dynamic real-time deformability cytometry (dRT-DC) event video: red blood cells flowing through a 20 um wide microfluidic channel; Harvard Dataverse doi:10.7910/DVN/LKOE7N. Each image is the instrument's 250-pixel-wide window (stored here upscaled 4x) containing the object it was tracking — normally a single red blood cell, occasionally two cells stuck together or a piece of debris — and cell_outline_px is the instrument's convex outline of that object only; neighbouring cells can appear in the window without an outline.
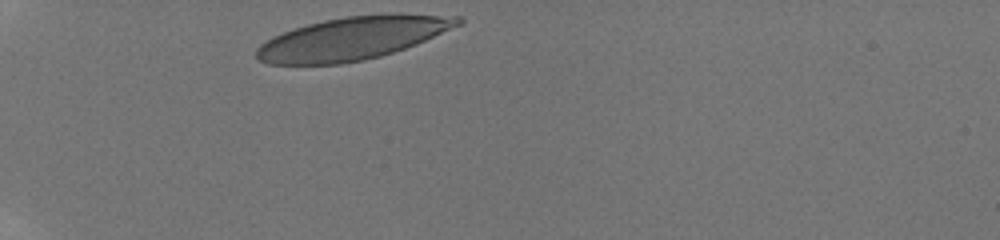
{"species": "human", "species_latin": "Homo sapiens", "temperature_condition": "room temperature", "stored_images_in_passage": 30, "camera_frame_rate_fps": 3000, "um_per_image_px": 0.085, "donor": {"sex": "male"}, "frame": {"image": 1, "passage_image": 1, "time_ms": 0.0, "image_size_px": [1000, 240], "cell_outline_px": [[464, 24], [416, 44], [380, 56], [364, 60], [340, 64], [268, 64], [260, 60], [256, 56], [256, 48], [260, 44], [272, 36], [308, 24], [324, 20], [348, 16], [460, 16], [464, 20]], "centroid_in_image_um": [29.9, 3.3], "position_along_channel_um": 55.1, "area_um2": 49.07}}
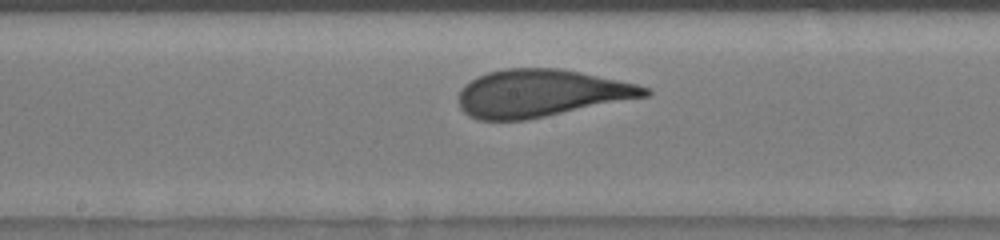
{"frame": {"image": 2, "passage_image": 15, "time_ms": 4.667, "image_size_px": [1000, 240], "cell_outline_px": [[652, 92], [648, 96], [524, 120], [480, 120], [468, 116], [460, 108], [460, 88], [464, 84], [476, 76], [488, 72], [504, 68], [556, 68], [580, 72], [636, 84], [652, 88]], "centroid_in_image_um": [45.95, 7.92], "position_along_channel_um": 202.2, "area_um2": 51.21}}
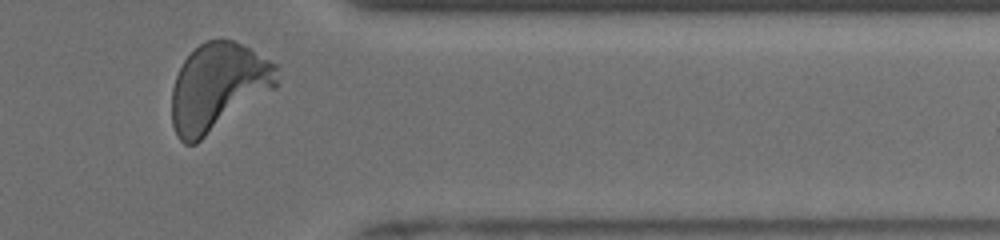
{"frame": {"image": 3, "passage_image": 29, "time_ms": 9.667, "image_size_px": [1000, 240], "cell_outline_px": [[276, 88], [196, 144], [184, 144], [176, 136], [172, 124], [172, 88], [176, 76], [184, 60], [204, 40], [232, 40], [248, 48], [276, 64]], "centroid_in_image_um": [18.5, 7.43], "position_along_channel_um": 392.9, "area_um2": 53.35}}